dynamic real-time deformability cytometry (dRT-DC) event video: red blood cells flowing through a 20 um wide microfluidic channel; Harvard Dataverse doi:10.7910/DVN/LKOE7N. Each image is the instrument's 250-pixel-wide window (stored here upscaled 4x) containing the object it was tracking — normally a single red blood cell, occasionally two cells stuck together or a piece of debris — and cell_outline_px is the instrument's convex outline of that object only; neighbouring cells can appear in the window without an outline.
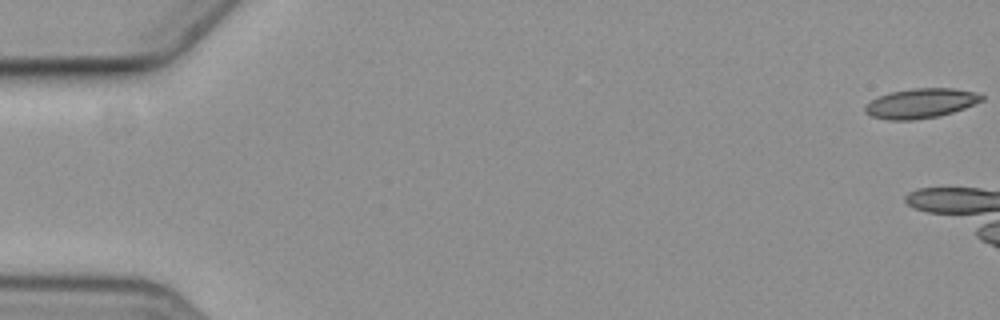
{"species": "common noctule bat (a hibernating species)", "species_latin": "Nyctalus noctula", "temperature_condition": "cold", "stored_images_in_passage": 7, "camera_frame_rate_fps": 3000, "um_per_image_px": 0.085, "animal": {"sex": "female", "body_mass_g": 19.3, "forearm_length_mm": 54.1}, "frame": {"image": 1, "passage_image": 1, "time_ms": 0.0, "image_size_px": [1000, 320], "cell_outline_px": [[984, 100], [964, 108], [940, 116], [912, 120], [888, 120], [872, 116], [864, 112], [864, 104], [876, 96], [888, 92], [916, 88], [952, 88], [976, 92], [984, 96]], "centroid_in_image_um": [78.22, 8.77], "position_along_channel_um": 6.8, "area_um2": 20.4}}